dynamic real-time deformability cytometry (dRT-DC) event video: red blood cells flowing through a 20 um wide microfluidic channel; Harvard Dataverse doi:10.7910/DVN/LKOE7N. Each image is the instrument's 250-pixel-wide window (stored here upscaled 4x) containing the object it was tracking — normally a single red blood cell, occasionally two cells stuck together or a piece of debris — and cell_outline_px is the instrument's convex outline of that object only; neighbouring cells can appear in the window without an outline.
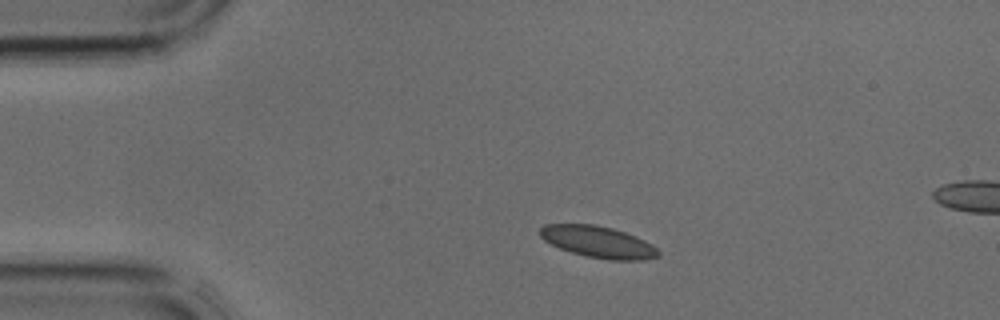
{"species": "common noctule bat (a hibernating species)", "species_latin": "Nyctalus noctula", "temperature_condition": "cold", "stored_images_in_passage": 3, "camera_frame_rate_fps": 3000, "um_per_image_px": 0.085, "animal": {"sex": "male", "body_mass_g": 17.9, "forearm_length_mm": 54.2}, "frame": {"image": 1, "passage_image": 2, "time_ms": 0.333, "image_size_px": [1000, 320], "cell_outline_px": [[660, 256], [644, 260], [608, 260], [588, 256], [572, 252], [560, 248], [544, 240], [540, 236], [540, 228], [544, 224], [596, 224], [612, 228], [636, 236], [652, 244], [660, 252]], "centroid_in_image_um": [50.86, 20.56], "position_along_channel_um": 34.1, "area_um2": 21.73}}